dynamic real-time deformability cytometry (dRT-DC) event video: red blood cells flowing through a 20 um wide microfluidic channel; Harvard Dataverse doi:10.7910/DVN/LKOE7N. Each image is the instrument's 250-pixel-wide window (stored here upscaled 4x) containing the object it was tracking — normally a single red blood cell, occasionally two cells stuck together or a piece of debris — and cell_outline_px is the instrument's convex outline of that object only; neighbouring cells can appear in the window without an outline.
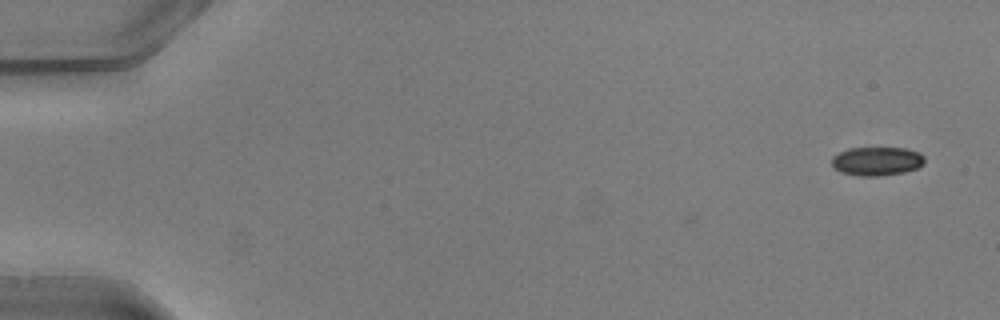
{"species": "common noctule bat (a hibernating species)", "species_latin": "Nyctalus noctula", "temperature_condition": "warm", "stored_images_in_passage": 4, "camera_frame_rate_fps": 3000, "um_per_image_px": 0.085, "animal": {"sex": "male", "body_mass_g": 20.5, "forearm_length_mm": 52.5}, "frame": {"image": 1, "passage_image": 4, "time_ms": 1.0, "image_size_px": [1000, 320], "cell_outline_px": [[924, 164], [916, 168], [904, 172], [876, 176], [860, 176], [840, 172], [832, 168], [832, 156], [848, 148], [904, 148], [920, 152], [924, 156]], "centroid_in_image_um": [74.51, 13.7], "position_along_channel_um": 10.5, "area_um2": 15.61}}